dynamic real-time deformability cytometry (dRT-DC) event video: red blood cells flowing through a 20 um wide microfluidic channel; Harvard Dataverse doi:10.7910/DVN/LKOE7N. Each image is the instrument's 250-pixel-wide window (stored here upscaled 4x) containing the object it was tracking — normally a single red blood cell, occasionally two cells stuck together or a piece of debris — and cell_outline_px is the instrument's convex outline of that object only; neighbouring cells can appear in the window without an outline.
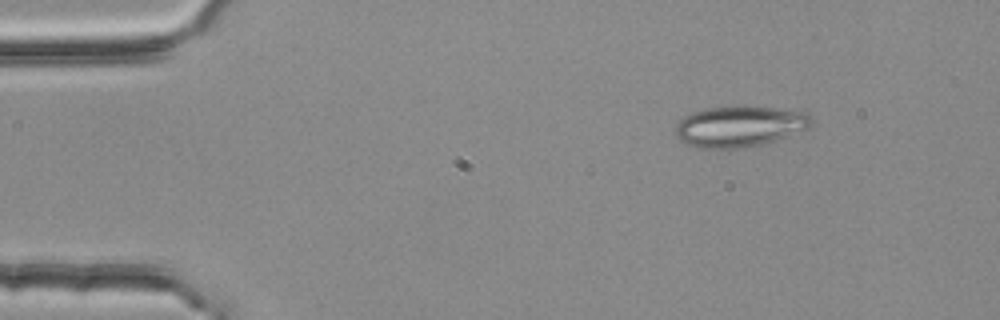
{"species": "common noctule bat (a hibernating species)", "species_latin": "Nyctalus noctula", "temperature_condition": "room temperature", "stored_images_in_passage": 48, "segment_of_instrument_passage": [1, 2], "camera_frame_rate_fps": 3000, "um_per_image_px": 0.085, "animal": {"sex": "female", "body_mass_g": 25.1}, "frame": {"image": 1, "passage_image": 1, "time_ms": 0.0, "image_size_px": [1000, 320], "cell_outline_px": [[812, 124], [808, 128], [760, 144], [740, 148], [700, 148], [688, 144], [680, 140], [676, 136], [676, 124], [684, 116], [692, 112], [724, 104], [748, 104], [808, 112], [812, 116]], "centroid_in_image_um": [62.85, 10.68], "position_along_channel_um": 22.1, "area_um2": 32.89}}